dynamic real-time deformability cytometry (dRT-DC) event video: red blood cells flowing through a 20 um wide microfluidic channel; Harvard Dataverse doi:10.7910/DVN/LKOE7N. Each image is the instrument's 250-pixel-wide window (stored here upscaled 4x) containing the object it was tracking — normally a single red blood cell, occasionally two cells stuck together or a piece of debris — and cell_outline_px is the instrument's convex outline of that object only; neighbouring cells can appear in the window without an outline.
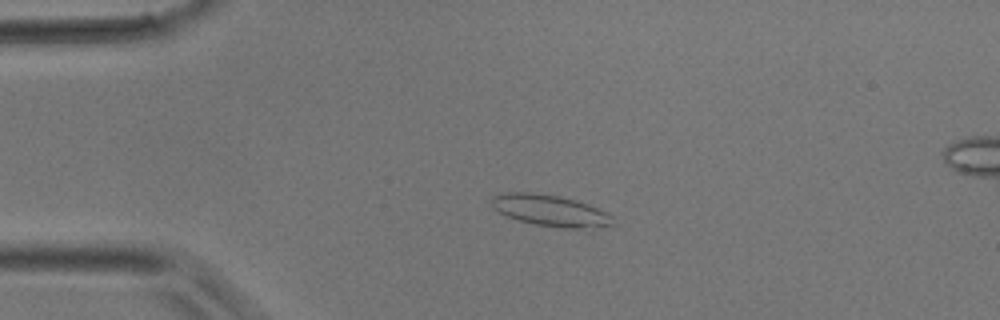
{"species": "common noctule bat (a hibernating species)", "species_latin": "Nyctalus noctula", "temperature_condition": "room temperature", "stored_images_in_passage": 34, "camera_frame_rate_fps": 3000, "um_per_image_px": 0.085, "animal": {"sex": "male", "body_mass_g": 17.9}, "frame": {"image": 1, "passage_image": 1, "time_ms": 0.0, "image_size_px": [1000, 320], "cell_outline_px": [[616, 224], [588, 232], [536, 224], [520, 220], [508, 216], [492, 208], [492, 196], [504, 192], [532, 192], [556, 196], [576, 200], [588, 204], [612, 216]], "centroid_in_image_um": [46.88, 17.94], "position_along_channel_um": 38.1, "area_um2": 22.66}}
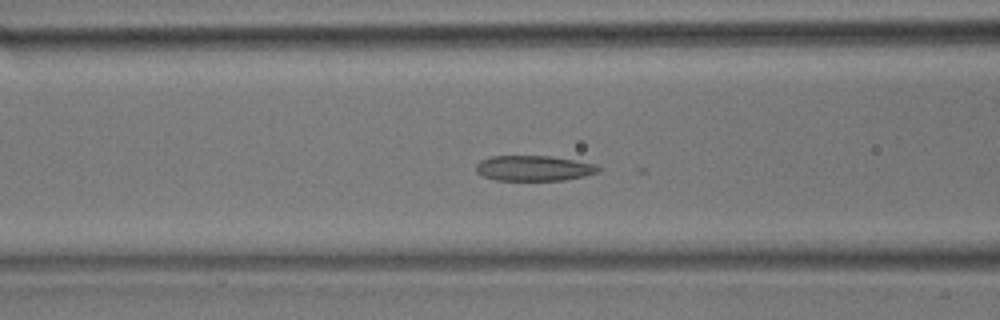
{"frame": {"image": 2, "passage_image": 8, "time_ms": 2.333, "image_size_px": [1000, 320], "cell_outline_px": [[600, 172], [584, 176], [564, 180], [496, 180], [484, 176], [476, 172], [476, 164], [480, 160], [488, 156], [552, 156], [596, 164], [600, 168]], "centroid_in_image_um": [45.37, 14.29], "position_along_channel_um": 121.2, "area_um2": 18.15}}
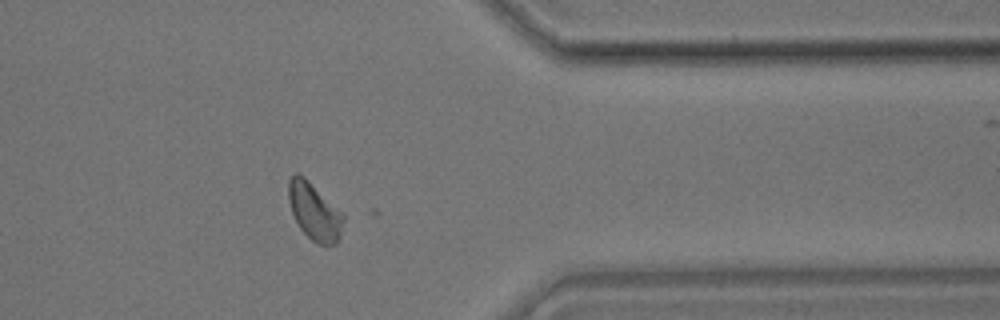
{"frame": {"image": 3, "passage_image": 25, "time_ms": 8.0, "image_size_px": [1000, 320], "cell_outline_px": [[344, 220], [336, 244], [320, 244], [312, 240], [300, 228], [292, 212], [288, 200], [288, 180], [296, 172], [304, 176], [344, 212]], "centroid_in_image_um": [26.73, 17.93], "position_along_channel_um": 384.7, "area_um2": 18.26}}